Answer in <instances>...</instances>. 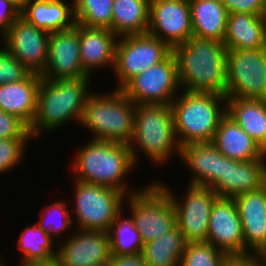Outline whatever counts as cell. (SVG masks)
I'll use <instances>...</instances> for the list:
<instances>
[{"mask_svg":"<svg viewBox=\"0 0 266 266\" xmlns=\"http://www.w3.org/2000/svg\"><path fill=\"white\" fill-rule=\"evenodd\" d=\"M181 90L226 95V45L215 39L190 37L172 49Z\"/></svg>","mask_w":266,"mask_h":266,"instance_id":"cell-1","label":"cell"},{"mask_svg":"<svg viewBox=\"0 0 266 266\" xmlns=\"http://www.w3.org/2000/svg\"><path fill=\"white\" fill-rule=\"evenodd\" d=\"M77 150L71 164L72 180L113 188L127 196L142 189L129 186L125 179L137 167L129 146L91 139Z\"/></svg>","mask_w":266,"mask_h":266,"instance_id":"cell-2","label":"cell"},{"mask_svg":"<svg viewBox=\"0 0 266 266\" xmlns=\"http://www.w3.org/2000/svg\"><path fill=\"white\" fill-rule=\"evenodd\" d=\"M92 78L42 79L37 93V110L29 132L33 140L57 131L68 122L80 124Z\"/></svg>","mask_w":266,"mask_h":266,"instance_id":"cell-3","label":"cell"},{"mask_svg":"<svg viewBox=\"0 0 266 266\" xmlns=\"http://www.w3.org/2000/svg\"><path fill=\"white\" fill-rule=\"evenodd\" d=\"M180 93L171 103L178 144L212 142L220 120L227 114V96L185 90Z\"/></svg>","mask_w":266,"mask_h":266,"instance_id":"cell-4","label":"cell"},{"mask_svg":"<svg viewBox=\"0 0 266 266\" xmlns=\"http://www.w3.org/2000/svg\"><path fill=\"white\" fill-rule=\"evenodd\" d=\"M129 148L136 165L140 152L155 167L163 166L174 155L179 157L181 147L175 134L171 105L135 106L134 134Z\"/></svg>","mask_w":266,"mask_h":266,"instance_id":"cell-5","label":"cell"},{"mask_svg":"<svg viewBox=\"0 0 266 266\" xmlns=\"http://www.w3.org/2000/svg\"><path fill=\"white\" fill-rule=\"evenodd\" d=\"M135 106L120 89L101 94L93 91L87 97L80 126L92 132L91 139L129 146L134 134Z\"/></svg>","mask_w":266,"mask_h":266,"instance_id":"cell-6","label":"cell"},{"mask_svg":"<svg viewBox=\"0 0 266 266\" xmlns=\"http://www.w3.org/2000/svg\"><path fill=\"white\" fill-rule=\"evenodd\" d=\"M73 181L74 207L70 212L73 223H77L75 227L108 232L112 222L125 210L123 204L127 195L113 188Z\"/></svg>","mask_w":266,"mask_h":266,"instance_id":"cell-7","label":"cell"},{"mask_svg":"<svg viewBox=\"0 0 266 266\" xmlns=\"http://www.w3.org/2000/svg\"><path fill=\"white\" fill-rule=\"evenodd\" d=\"M148 183L124 201L144 244L158 239L176 225L172 199L156 181Z\"/></svg>","mask_w":266,"mask_h":266,"instance_id":"cell-8","label":"cell"},{"mask_svg":"<svg viewBox=\"0 0 266 266\" xmlns=\"http://www.w3.org/2000/svg\"><path fill=\"white\" fill-rule=\"evenodd\" d=\"M172 53V49L159 38L149 34L118 37L113 75L121 89L134 76L157 65Z\"/></svg>","mask_w":266,"mask_h":266,"instance_id":"cell-9","label":"cell"},{"mask_svg":"<svg viewBox=\"0 0 266 266\" xmlns=\"http://www.w3.org/2000/svg\"><path fill=\"white\" fill-rule=\"evenodd\" d=\"M226 96L266 100V48L228 50Z\"/></svg>","mask_w":266,"mask_h":266,"instance_id":"cell-10","label":"cell"},{"mask_svg":"<svg viewBox=\"0 0 266 266\" xmlns=\"http://www.w3.org/2000/svg\"><path fill=\"white\" fill-rule=\"evenodd\" d=\"M155 181L166 191L174 203L176 225L183 233L185 242H207L211 210L218 197L213 189L188 184L186 195L184 194V198H179L164 181L162 183L160 179Z\"/></svg>","mask_w":266,"mask_h":266,"instance_id":"cell-11","label":"cell"},{"mask_svg":"<svg viewBox=\"0 0 266 266\" xmlns=\"http://www.w3.org/2000/svg\"><path fill=\"white\" fill-rule=\"evenodd\" d=\"M120 90L136 105H171L181 91L174 54L134 76Z\"/></svg>","mask_w":266,"mask_h":266,"instance_id":"cell-12","label":"cell"},{"mask_svg":"<svg viewBox=\"0 0 266 266\" xmlns=\"http://www.w3.org/2000/svg\"><path fill=\"white\" fill-rule=\"evenodd\" d=\"M147 33L171 49L192 37L189 0H150Z\"/></svg>","mask_w":266,"mask_h":266,"instance_id":"cell-13","label":"cell"},{"mask_svg":"<svg viewBox=\"0 0 266 266\" xmlns=\"http://www.w3.org/2000/svg\"><path fill=\"white\" fill-rule=\"evenodd\" d=\"M49 35L20 16L0 38V42L31 73L41 75L46 67Z\"/></svg>","mask_w":266,"mask_h":266,"instance_id":"cell-14","label":"cell"},{"mask_svg":"<svg viewBox=\"0 0 266 266\" xmlns=\"http://www.w3.org/2000/svg\"><path fill=\"white\" fill-rule=\"evenodd\" d=\"M40 76L47 80L92 78L82 67L78 23L50 33L46 67Z\"/></svg>","mask_w":266,"mask_h":266,"instance_id":"cell-15","label":"cell"},{"mask_svg":"<svg viewBox=\"0 0 266 266\" xmlns=\"http://www.w3.org/2000/svg\"><path fill=\"white\" fill-rule=\"evenodd\" d=\"M61 240L54 266H96L109 263L110 240L107 232L77 229Z\"/></svg>","mask_w":266,"mask_h":266,"instance_id":"cell-16","label":"cell"},{"mask_svg":"<svg viewBox=\"0 0 266 266\" xmlns=\"http://www.w3.org/2000/svg\"><path fill=\"white\" fill-rule=\"evenodd\" d=\"M208 225L207 243L229 257L245 256L242 223L234 198L215 199Z\"/></svg>","mask_w":266,"mask_h":266,"instance_id":"cell-17","label":"cell"},{"mask_svg":"<svg viewBox=\"0 0 266 266\" xmlns=\"http://www.w3.org/2000/svg\"><path fill=\"white\" fill-rule=\"evenodd\" d=\"M241 218L245 256L266 251V184L234 197Z\"/></svg>","mask_w":266,"mask_h":266,"instance_id":"cell-18","label":"cell"},{"mask_svg":"<svg viewBox=\"0 0 266 266\" xmlns=\"http://www.w3.org/2000/svg\"><path fill=\"white\" fill-rule=\"evenodd\" d=\"M266 184V159L238 161L221 153L220 182L213 191L220 197L234 198Z\"/></svg>","mask_w":266,"mask_h":266,"instance_id":"cell-19","label":"cell"},{"mask_svg":"<svg viewBox=\"0 0 266 266\" xmlns=\"http://www.w3.org/2000/svg\"><path fill=\"white\" fill-rule=\"evenodd\" d=\"M118 36L106 28L79 24L80 56L84 72L91 77L96 70L115 67ZM100 68V69H99Z\"/></svg>","mask_w":266,"mask_h":266,"instance_id":"cell-20","label":"cell"},{"mask_svg":"<svg viewBox=\"0 0 266 266\" xmlns=\"http://www.w3.org/2000/svg\"><path fill=\"white\" fill-rule=\"evenodd\" d=\"M178 159L191 171L189 185L213 189L220 182L221 152L213 142L187 144Z\"/></svg>","mask_w":266,"mask_h":266,"instance_id":"cell-21","label":"cell"},{"mask_svg":"<svg viewBox=\"0 0 266 266\" xmlns=\"http://www.w3.org/2000/svg\"><path fill=\"white\" fill-rule=\"evenodd\" d=\"M42 77L30 73L25 79L0 85V110L18 117L28 127L37 110V93Z\"/></svg>","mask_w":266,"mask_h":266,"instance_id":"cell-22","label":"cell"},{"mask_svg":"<svg viewBox=\"0 0 266 266\" xmlns=\"http://www.w3.org/2000/svg\"><path fill=\"white\" fill-rule=\"evenodd\" d=\"M20 16L48 33L70 29L76 24L73 0H30Z\"/></svg>","mask_w":266,"mask_h":266,"instance_id":"cell-23","label":"cell"},{"mask_svg":"<svg viewBox=\"0 0 266 266\" xmlns=\"http://www.w3.org/2000/svg\"><path fill=\"white\" fill-rule=\"evenodd\" d=\"M212 142L225 157L231 159H266L263 149L227 114L220 120Z\"/></svg>","mask_w":266,"mask_h":266,"instance_id":"cell-24","label":"cell"},{"mask_svg":"<svg viewBox=\"0 0 266 266\" xmlns=\"http://www.w3.org/2000/svg\"><path fill=\"white\" fill-rule=\"evenodd\" d=\"M223 43L228 50L266 48V16L229 13Z\"/></svg>","mask_w":266,"mask_h":266,"instance_id":"cell-25","label":"cell"},{"mask_svg":"<svg viewBox=\"0 0 266 266\" xmlns=\"http://www.w3.org/2000/svg\"><path fill=\"white\" fill-rule=\"evenodd\" d=\"M192 36L223 42L229 12L220 0H189Z\"/></svg>","mask_w":266,"mask_h":266,"instance_id":"cell-26","label":"cell"},{"mask_svg":"<svg viewBox=\"0 0 266 266\" xmlns=\"http://www.w3.org/2000/svg\"><path fill=\"white\" fill-rule=\"evenodd\" d=\"M227 115L266 153V100L227 97Z\"/></svg>","mask_w":266,"mask_h":266,"instance_id":"cell-27","label":"cell"},{"mask_svg":"<svg viewBox=\"0 0 266 266\" xmlns=\"http://www.w3.org/2000/svg\"><path fill=\"white\" fill-rule=\"evenodd\" d=\"M16 242L21 252L20 266H54L57 257V241L37 223L21 230Z\"/></svg>","mask_w":266,"mask_h":266,"instance_id":"cell-28","label":"cell"},{"mask_svg":"<svg viewBox=\"0 0 266 266\" xmlns=\"http://www.w3.org/2000/svg\"><path fill=\"white\" fill-rule=\"evenodd\" d=\"M149 2L150 0H114L111 31L118 37L147 33Z\"/></svg>","mask_w":266,"mask_h":266,"instance_id":"cell-29","label":"cell"},{"mask_svg":"<svg viewBox=\"0 0 266 266\" xmlns=\"http://www.w3.org/2000/svg\"><path fill=\"white\" fill-rule=\"evenodd\" d=\"M185 245L183 233L175 225L158 239L145 243L141 255L147 266H180Z\"/></svg>","mask_w":266,"mask_h":266,"instance_id":"cell-30","label":"cell"},{"mask_svg":"<svg viewBox=\"0 0 266 266\" xmlns=\"http://www.w3.org/2000/svg\"><path fill=\"white\" fill-rule=\"evenodd\" d=\"M123 213L125 212L122 211L116 217L107 232L111 254L129 255L141 253L144 243L140 232L135 227L133 219Z\"/></svg>","mask_w":266,"mask_h":266,"instance_id":"cell-31","label":"cell"},{"mask_svg":"<svg viewBox=\"0 0 266 266\" xmlns=\"http://www.w3.org/2000/svg\"><path fill=\"white\" fill-rule=\"evenodd\" d=\"M114 0H73L76 23L111 31Z\"/></svg>","mask_w":266,"mask_h":266,"instance_id":"cell-32","label":"cell"},{"mask_svg":"<svg viewBox=\"0 0 266 266\" xmlns=\"http://www.w3.org/2000/svg\"><path fill=\"white\" fill-rule=\"evenodd\" d=\"M66 202V200H57L52 204L50 203L47 207L42 208L44 211H42V214L40 213V219L36 222L38 226L48 232L57 243H59L61 239H64L62 233L68 231V233L71 234L69 231H71L73 227L71 212L67 206L68 202Z\"/></svg>","mask_w":266,"mask_h":266,"instance_id":"cell-33","label":"cell"},{"mask_svg":"<svg viewBox=\"0 0 266 266\" xmlns=\"http://www.w3.org/2000/svg\"><path fill=\"white\" fill-rule=\"evenodd\" d=\"M228 258L210 243H186L180 266H223Z\"/></svg>","mask_w":266,"mask_h":266,"instance_id":"cell-34","label":"cell"},{"mask_svg":"<svg viewBox=\"0 0 266 266\" xmlns=\"http://www.w3.org/2000/svg\"><path fill=\"white\" fill-rule=\"evenodd\" d=\"M33 138L0 139V175L8 173L24 162L28 141ZM28 143V144H27Z\"/></svg>","mask_w":266,"mask_h":266,"instance_id":"cell-35","label":"cell"},{"mask_svg":"<svg viewBox=\"0 0 266 266\" xmlns=\"http://www.w3.org/2000/svg\"><path fill=\"white\" fill-rule=\"evenodd\" d=\"M0 46V85L25 79L31 72L8 52L2 42Z\"/></svg>","mask_w":266,"mask_h":266,"instance_id":"cell-36","label":"cell"},{"mask_svg":"<svg viewBox=\"0 0 266 266\" xmlns=\"http://www.w3.org/2000/svg\"><path fill=\"white\" fill-rule=\"evenodd\" d=\"M32 138L29 127L18 117L0 110V139Z\"/></svg>","mask_w":266,"mask_h":266,"instance_id":"cell-37","label":"cell"},{"mask_svg":"<svg viewBox=\"0 0 266 266\" xmlns=\"http://www.w3.org/2000/svg\"><path fill=\"white\" fill-rule=\"evenodd\" d=\"M229 13L266 16V0H220Z\"/></svg>","mask_w":266,"mask_h":266,"instance_id":"cell-38","label":"cell"},{"mask_svg":"<svg viewBox=\"0 0 266 266\" xmlns=\"http://www.w3.org/2000/svg\"><path fill=\"white\" fill-rule=\"evenodd\" d=\"M20 17V10L10 0H0V38Z\"/></svg>","mask_w":266,"mask_h":266,"instance_id":"cell-39","label":"cell"},{"mask_svg":"<svg viewBox=\"0 0 266 266\" xmlns=\"http://www.w3.org/2000/svg\"><path fill=\"white\" fill-rule=\"evenodd\" d=\"M110 266H147L144 263L141 253L129 255L111 254Z\"/></svg>","mask_w":266,"mask_h":266,"instance_id":"cell-40","label":"cell"},{"mask_svg":"<svg viewBox=\"0 0 266 266\" xmlns=\"http://www.w3.org/2000/svg\"><path fill=\"white\" fill-rule=\"evenodd\" d=\"M236 266H266L263 255L236 256Z\"/></svg>","mask_w":266,"mask_h":266,"instance_id":"cell-41","label":"cell"},{"mask_svg":"<svg viewBox=\"0 0 266 266\" xmlns=\"http://www.w3.org/2000/svg\"><path fill=\"white\" fill-rule=\"evenodd\" d=\"M10 1L21 11L30 0H10Z\"/></svg>","mask_w":266,"mask_h":266,"instance_id":"cell-42","label":"cell"},{"mask_svg":"<svg viewBox=\"0 0 266 266\" xmlns=\"http://www.w3.org/2000/svg\"><path fill=\"white\" fill-rule=\"evenodd\" d=\"M223 266H236V256L229 257Z\"/></svg>","mask_w":266,"mask_h":266,"instance_id":"cell-43","label":"cell"},{"mask_svg":"<svg viewBox=\"0 0 266 266\" xmlns=\"http://www.w3.org/2000/svg\"><path fill=\"white\" fill-rule=\"evenodd\" d=\"M5 260L3 258L0 257V266H7V264H5L4 262Z\"/></svg>","mask_w":266,"mask_h":266,"instance_id":"cell-44","label":"cell"},{"mask_svg":"<svg viewBox=\"0 0 266 266\" xmlns=\"http://www.w3.org/2000/svg\"><path fill=\"white\" fill-rule=\"evenodd\" d=\"M96 266H110L109 263H105V264H100V265H96Z\"/></svg>","mask_w":266,"mask_h":266,"instance_id":"cell-45","label":"cell"},{"mask_svg":"<svg viewBox=\"0 0 266 266\" xmlns=\"http://www.w3.org/2000/svg\"><path fill=\"white\" fill-rule=\"evenodd\" d=\"M263 257H264V260L266 262V251L264 252Z\"/></svg>","mask_w":266,"mask_h":266,"instance_id":"cell-46","label":"cell"}]
</instances>
